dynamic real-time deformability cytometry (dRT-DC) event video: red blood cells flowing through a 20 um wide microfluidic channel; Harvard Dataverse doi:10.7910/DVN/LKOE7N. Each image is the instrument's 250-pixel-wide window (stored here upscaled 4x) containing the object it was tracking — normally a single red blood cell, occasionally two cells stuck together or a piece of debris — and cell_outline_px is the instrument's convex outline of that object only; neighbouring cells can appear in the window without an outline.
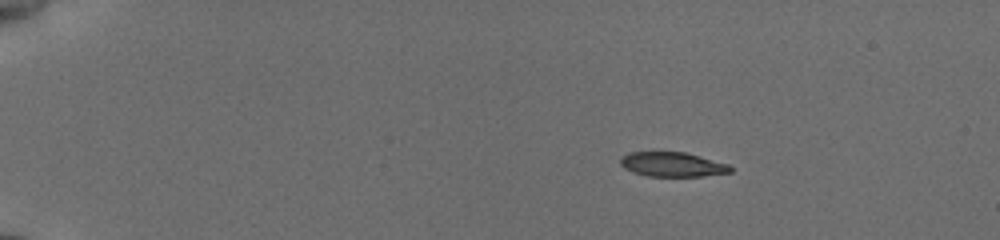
{"species": "common noctule bat (a hibernating species)", "species_latin": "Nyctalus noctula", "temperature_condition": "cold", "stored_images_in_passage": 47, "camera_frame_rate_fps": 3000, "um_per_image_px": 0.085, "animal": {"sex": "female", "body_mass_g": 19.5, "forearm_length_mm": 54.1}, "frame": {"image": 1, "passage_image": 1, "time_ms": 0.0, "image_size_px": [1000, 240], "cell_outline_px": [[732, 172], [704, 176], [648, 176], [632, 172], [624, 168], [620, 164], [620, 156], [628, 152], [684, 152], [728, 164], [732, 168]], "centroid_in_image_um": [57.11, 13.98], "position_along_channel_um": 27.9, "area_um2": 15.72}}
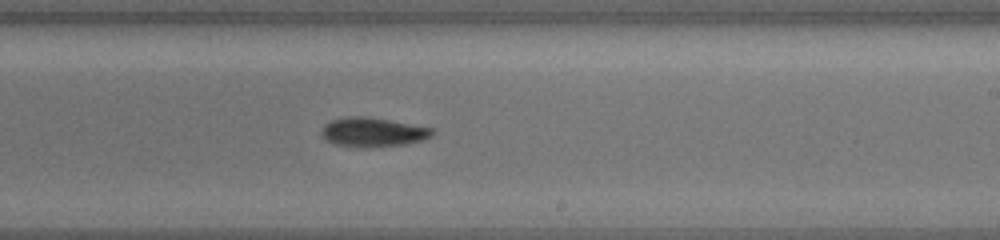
{"frame": {"image": 2, "passage_image": 27, "time_ms": 8.667, "image_size_px": [1000, 240], "cell_outline_px": [[436, 132], [432, 136], [424, 140], [404, 144], [372, 148], [356, 148], [336, 144], [324, 140], [324, 124], [332, 120], [348, 116], [364, 116], [388, 120], [432, 128]], "centroid_in_image_um": [31.72, 11.25], "position_along_channel_um": 257.3, "area_um2": 18.9}}
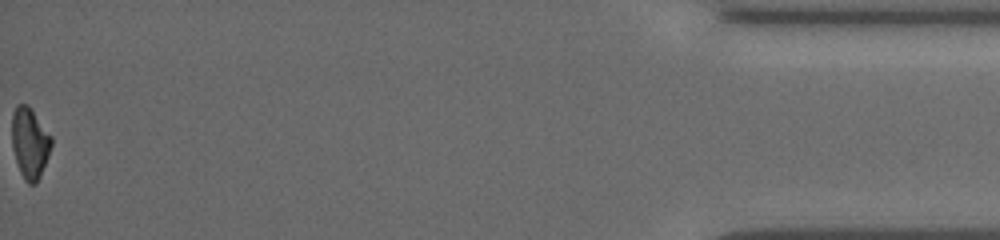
{"frame": {"image": 3, "passage_image": 47, "time_ms": 15.333, "image_size_px": [1000, 240], "cell_outline_px": [[52, 144], [48, 156], [40, 176], [36, 184], [28, 184], [24, 180], [20, 172], [12, 148], [12, 112], [16, 104], [28, 104], [52, 136]], "centroid_in_image_um": [2.53, 12.14], "position_along_channel_um": 432.7, "area_um2": 16.42}, "authors_computed_cell_mechanics": {"area_um2": 17.918, "velocity_mm_per_s": 3.83, "shape_relaxation_time_tau1_ms": 3.408, "shape_relaxation_time_tau2_ms": null, "deformation_change_tau1": 0.1487, "deformation_change_tau2": null}}